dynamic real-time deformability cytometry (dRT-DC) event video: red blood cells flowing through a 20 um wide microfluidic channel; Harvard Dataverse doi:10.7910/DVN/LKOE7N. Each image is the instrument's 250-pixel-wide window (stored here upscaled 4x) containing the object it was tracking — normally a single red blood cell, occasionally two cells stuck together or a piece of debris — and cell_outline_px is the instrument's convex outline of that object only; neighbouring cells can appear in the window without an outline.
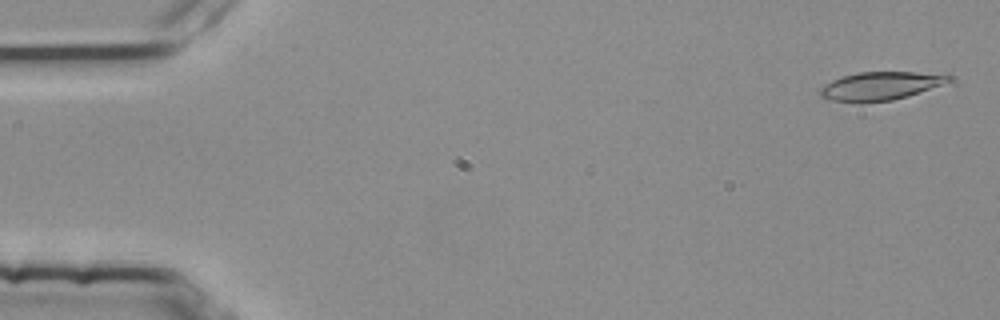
{"species": "common noctule bat (a hibernating species)", "species_latin": "Nyctalus noctula", "temperature_condition": "room temperature", "stored_images_in_passage": 53, "camera_frame_rate_fps": 3000, "um_per_image_px": 0.085, "animal": {"sex": "female", "body_mass_g": 25.1}, "frame": {"image": 1, "passage_image": 1, "time_ms": 0.0, "image_size_px": [1000, 320], "cell_outline_px": [[952, 80], [908, 96], [892, 100], [860, 104], [832, 100], [820, 96], [816, 92], [824, 84], [840, 76], [856, 72], [916, 72], [952, 76]], "centroid_in_image_um": [74.71, 7.32], "position_along_channel_um": 10.3, "area_um2": 21.39}}
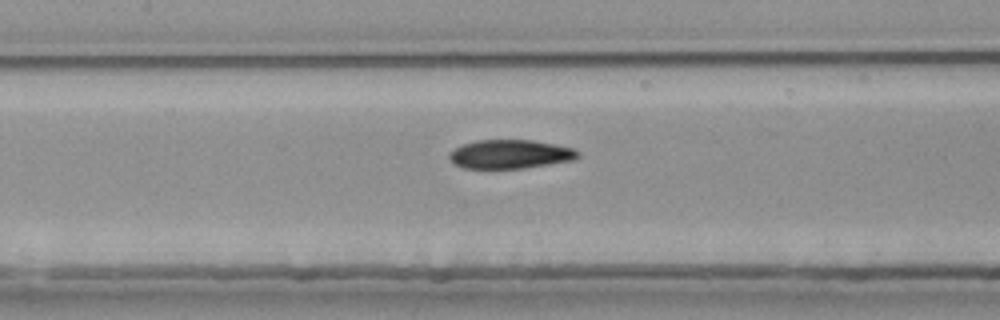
{"frame": {"image": 2, "passage_image": 24, "time_ms": 7.667, "image_size_px": [1000, 320], "cell_outline_px": [[580, 156], [576, 160], [524, 168], [464, 168], [456, 164], [448, 156], [448, 152], [464, 144], [476, 140], [532, 140], [572, 148], [580, 152]], "centroid_in_image_um": [43.39, 13.11], "position_along_channel_um": 164.0, "area_um2": 21.5}}
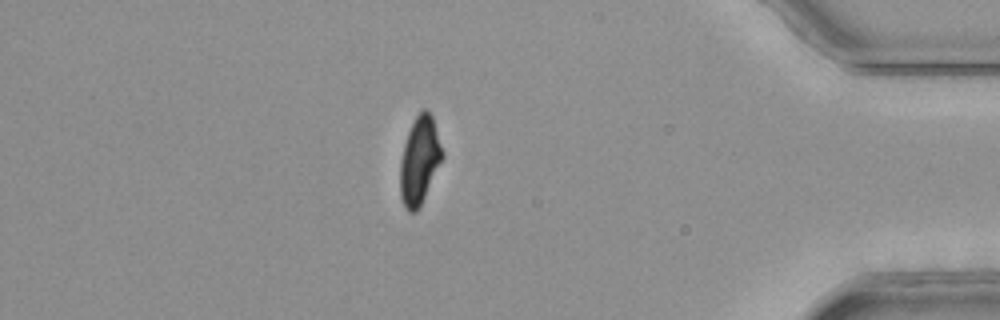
{"frame": {"image": 3, "passage_image": 46, "time_ms": 15.0, "image_size_px": [1000, 320], "cell_outline_px": [[444, 156], [416, 212], [408, 212], [400, 196], [400, 160], [404, 144], [408, 132], [416, 116], [424, 108], [432, 116], [444, 152]], "centroid_in_image_um": [35.66, 13.62], "position_along_channel_um": 399.5, "area_um2": 21.15}, "authors_computed_cell_mechanics": {"area_um2": 22.253, "velocity_mm_per_s": 3.7847, "shape_relaxation_time_tau1_ms": 7.2885, "shape_relaxation_time_tau2_ms": 2.3826, "deformation_change_tau1": 0.2198, "deformation_change_tau2": 0.0895}}